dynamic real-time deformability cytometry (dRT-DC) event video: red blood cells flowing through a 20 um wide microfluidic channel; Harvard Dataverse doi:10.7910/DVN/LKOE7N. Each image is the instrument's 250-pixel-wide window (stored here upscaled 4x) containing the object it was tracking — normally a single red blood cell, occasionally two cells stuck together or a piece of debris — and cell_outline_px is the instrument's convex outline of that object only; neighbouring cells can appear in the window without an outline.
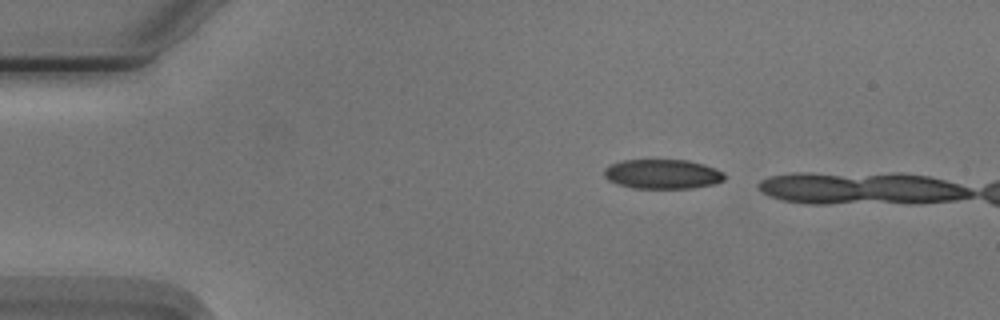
{"species": "Egyptian fruit bat (a non-hibernating species)", "species_latin": "Rousettus aegyptiacus", "temperature_condition": "cold", "stored_images_in_passage": 4, "camera_frame_rate_fps": 3000, "um_per_image_px": 0.085, "animal": {"sex": "male"}, "frame": {"image": 1, "passage_image": 1, "time_ms": 0.0, "image_size_px": [1000, 320], "cell_outline_px": [[724, 180], [716, 184], [692, 188], [632, 188], [616, 184], [608, 180], [604, 176], [604, 168], [612, 164], [624, 160], [688, 160], [704, 164], [724, 172]], "centroid_in_image_um": [56.32, 14.8], "position_along_channel_um": 28.7, "area_um2": 20.81}}